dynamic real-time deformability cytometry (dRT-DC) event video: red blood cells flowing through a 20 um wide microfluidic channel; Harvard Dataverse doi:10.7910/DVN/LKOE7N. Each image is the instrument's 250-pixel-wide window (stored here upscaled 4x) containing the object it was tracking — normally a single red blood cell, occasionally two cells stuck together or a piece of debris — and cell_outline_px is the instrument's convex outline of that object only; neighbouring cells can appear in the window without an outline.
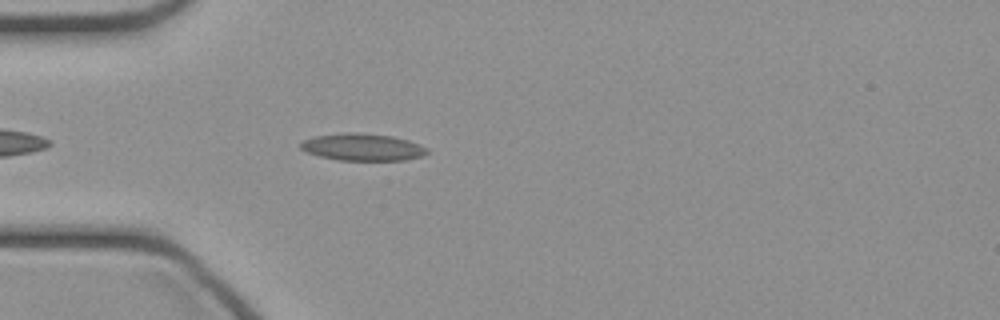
{"species": "common noctule bat (a hibernating species)", "species_latin": "Nyctalus noctula", "temperature_condition": "cold", "stored_images_in_passage": 35, "camera_frame_rate_fps": 3000, "um_per_image_px": 0.085, "animal": {"sex": "female", "body_mass_g": 21.9}, "frame": {"image": 1, "passage_image": 5, "time_ms": 1.333, "image_size_px": [1000, 320], "cell_outline_px": [[428, 152], [420, 156], [404, 160], [340, 160], [320, 156], [308, 152], [300, 148], [300, 144], [304, 140], [316, 136], [348, 132], [352, 132], [392, 136], [408, 140], [420, 144], [428, 148]], "centroid_in_image_um": [30.84, 12.5], "position_along_channel_um": 54.2, "area_um2": 19.71}}
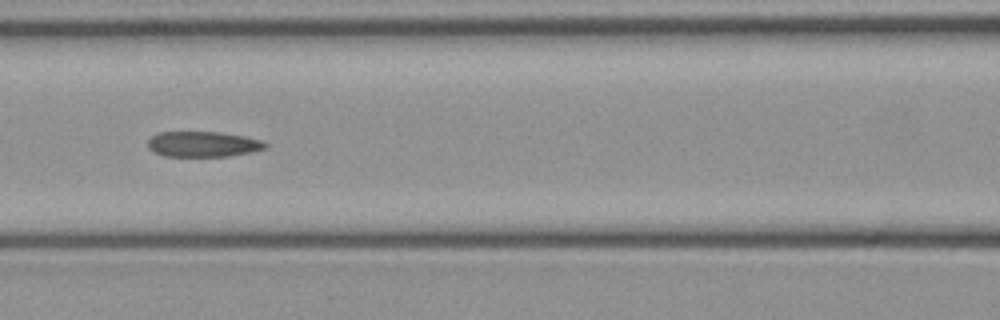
{"frame": {"image": 2, "passage_image": 12, "time_ms": 3.667, "image_size_px": [1000, 320], "cell_outline_px": [[268, 148], [252, 152], [228, 156], [164, 156], [152, 152], [148, 148], [148, 140], [152, 136], [160, 132], [220, 132], [244, 136], [264, 140], [268, 144]], "centroid_in_image_um": [17.29, 12.25], "position_along_channel_um": 149.3, "area_um2": 17.63}}
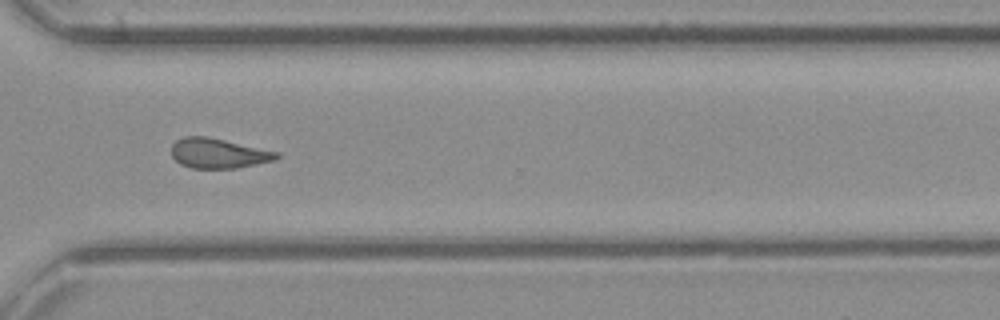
{"frame": {"image": 3, "passage_image": 26, "time_ms": 8.333, "image_size_px": [1000, 320], "cell_outline_px": [[280, 156], [276, 160], [236, 168], [192, 168], [180, 164], [172, 156], [172, 144], [176, 140], [184, 136], [208, 136], [280, 152]], "centroid_in_image_um": [18.58, 13.02], "position_along_channel_um": 352.0, "area_um2": 18.44}}